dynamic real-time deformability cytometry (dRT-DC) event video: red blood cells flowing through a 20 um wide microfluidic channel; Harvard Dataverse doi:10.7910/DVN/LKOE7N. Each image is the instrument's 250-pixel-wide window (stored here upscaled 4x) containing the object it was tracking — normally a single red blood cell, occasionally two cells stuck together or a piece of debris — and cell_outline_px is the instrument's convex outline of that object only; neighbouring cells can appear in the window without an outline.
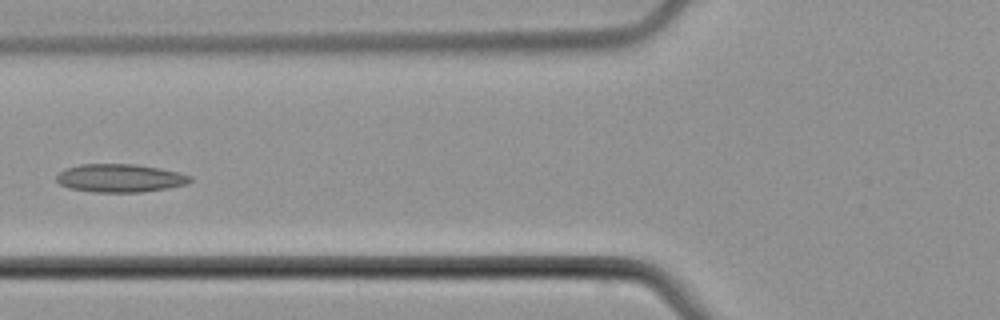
{"species": "common noctule bat (a hibernating species)", "species_latin": "Nyctalus noctula", "temperature_condition": "cold", "stored_images_in_passage": 7, "camera_frame_rate_fps": 3000, "um_per_image_px": 0.085, "animal": {"sex": "male", "body_mass_g": 21.5, "forearm_length_mm": 52.0}, "frame": {"image": 1, "passage_image": 6, "time_ms": 6.667, "image_size_px": [1000, 320], "cell_outline_px": [[192, 180], [188, 184], [168, 188], [140, 192], [96, 192], [68, 188], [60, 184], [56, 180], [56, 176], [64, 168], [80, 164], [136, 164], [160, 168], [192, 176]], "centroid_in_image_um": [10.19, 15.13], "position_along_channel_um": 115.6, "area_um2": 22.02}}
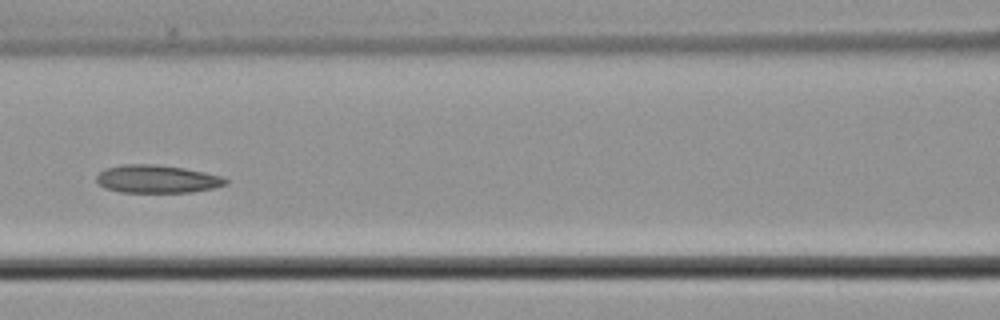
{"frame": {"image": 2, "passage_image": 7, "time_ms": 7.667, "image_size_px": [1000, 320], "cell_outline_px": [[228, 184], [212, 188], [192, 192], [120, 192], [104, 188], [96, 180], [96, 176], [100, 172], [108, 168], [124, 164], [152, 164], [184, 168], [224, 176], [228, 180]], "centroid_in_image_um": [13.37, 15.22], "position_along_channel_um": 153.2, "area_um2": 20.98}}